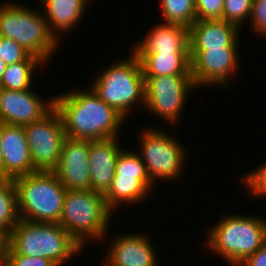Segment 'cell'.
<instances>
[{
    "instance_id": "cell-1",
    "label": "cell",
    "mask_w": 266,
    "mask_h": 266,
    "mask_svg": "<svg viewBox=\"0 0 266 266\" xmlns=\"http://www.w3.org/2000/svg\"><path fill=\"white\" fill-rule=\"evenodd\" d=\"M88 88L54 97V108L61 116L66 136L90 141L119 137L126 119Z\"/></svg>"
},
{
    "instance_id": "cell-2",
    "label": "cell",
    "mask_w": 266,
    "mask_h": 266,
    "mask_svg": "<svg viewBox=\"0 0 266 266\" xmlns=\"http://www.w3.org/2000/svg\"><path fill=\"white\" fill-rule=\"evenodd\" d=\"M206 243L229 266H239L266 243V220L259 216L226 215L211 227Z\"/></svg>"
},
{
    "instance_id": "cell-3",
    "label": "cell",
    "mask_w": 266,
    "mask_h": 266,
    "mask_svg": "<svg viewBox=\"0 0 266 266\" xmlns=\"http://www.w3.org/2000/svg\"><path fill=\"white\" fill-rule=\"evenodd\" d=\"M10 2L0 5V36L15 41L47 65L61 41L50 31L43 13Z\"/></svg>"
},
{
    "instance_id": "cell-4",
    "label": "cell",
    "mask_w": 266,
    "mask_h": 266,
    "mask_svg": "<svg viewBox=\"0 0 266 266\" xmlns=\"http://www.w3.org/2000/svg\"><path fill=\"white\" fill-rule=\"evenodd\" d=\"M82 249L60 224L20 219L11 231V250L8 254L46 258L63 266Z\"/></svg>"
},
{
    "instance_id": "cell-5",
    "label": "cell",
    "mask_w": 266,
    "mask_h": 266,
    "mask_svg": "<svg viewBox=\"0 0 266 266\" xmlns=\"http://www.w3.org/2000/svg\"><path fill=\"white\" fill-rule=\"evenodd\" d=\"M13 182L20 219L59 224L67 189L53 171H36L17 177Z\"/></svg>"
},
{
    "instance_id": "cell-6",
    "label": "cell",
    "mask_w": 266,
    "mask_h": 266,
    "mask_svg": "<svg viewBox=\"0 0 266 266\" xmlns=\"http://www.w3.org/2000/svg\"><path fill=\"white\" fill-rule=\"evenodd\" d=\"M112 214L104 194L91 189L67 190L59 224L84 249L92 240L104 242Z\"/></svg>"
},
{
    "instance_id": "cell-7",
    "label": "cell",
    "mask_w": 266,
    "mask_h": 266,
    "mask_svg": "<svg viewBox=\"0 0 266 266\" xmlns=\"http://www.w3.org/2000/svg\"><path fill=\"white\" fill-rule=\"evenodd\" d=\"M129 57L109 65L104 71H99L90 85L103 102L114 108L126 120L135 103L139 102L145 106L142 65L133 52Z\"/></svg>"
},
{
    "instance_id": "cell-8",
    "label": "cell",
    "mask_w": 266,
    "mask_h": 266,
    "mask_svg": "<svg viewBox=\"0 0 266 266\" xmlns=\"http://www.w3.org/2000/svg\"><path fill=\"white\" fill-rule=\"evenodd\" d=\"M157 129V130H156ZM140 132V151L136 152L140 155L148 176L154 184L156 180L179 179L185 161L187 150L182 143L170 134L158 129L157 127L142 129Z\"/></svg>"
},
{
    "instance_id": "cell-9",
    "label": "cell",
    "mask_w": 266,
    "mask_h": 266,
    "mask_svg": "<svg viewBox=\"0 0 266 266\" xmlns=\"http://www.w3.org/2000/svg\"><path fill=\"white\" fill-rule=\"evenodd\" d=\"M145 108L176 126L190 91L196 90L191 75L144 76Z\"/></svg>"
},
{
    "instance_id": "cell-10",
    "label": "cell",
    "mask_w": 266,
    "mask_h": 266,
    "mask_svg": "<svg viewBox=\"0 0 266 266\" xmlns=\"http://www.w3.org/2000/svg\"><path fill=\"white\" fill-rule=\"evenodd\" d=\"M23 127L34 168L37 171H53L58 166L66 137L59 112L53 108L41 120Z\"/></svg>"
},
{
    "instance_id": "cell-11",
    "label": "cell",
    "mask_w": 266,
    "mask_h": 266,
    "mask_svg": "<svg viewBox=\"0 0 266 266\" xmlns=\"http://www.w3.org/2000/svg\"><path fill=\"white\" fill-rule=\"evenodd\" d=\"M238 48L190 50L191 76L196 88L204 85L225 87L239 68Z\"/></svg>"
},
{
    "instance_id": "cell-12",
    "label": "cell",
    "mask_w": 266,
    "mask_h": 266,
    "mask_svg": "<svg viewBox=\"0 0 266 266\" xmlns=\"http://www.w3.org/2000/svg\"><path fill=\"white\" fill-rule=\"evenodd\" d=\"M33 89L14 91L0 88V121L24 126L41 120L54 108V97L43 100Z\"/></svg>"
},
{
    "instance_id": "cell-13",
    "label": "cell",
    "mask_w": 266,
    "mask_h": 266,
    "mask_svg": "<svg viewBox=\"0 0 266 266\" xmlns=\"http://www.w3.org/2000/svg\"><path fill=\"white\" fill-rule=\"evenodd\" d=\"M90 140L65 137L58 166L53 170L67 190H90Z\"/></svg>"
},
{
    "instance_id": "cell-14",
    "label": "cell",
    "mask_w": 266,
    "mask_h": 266,
    "mask_svg": "<svg viewBox=\"0 0 266 266\" xmlns=\"http://www.w3.org/2000/svg\"><path fill=\"white\" fill-rule=\"evenodd\" d=\"M113 239L102 266H158L156 248L147 235L124 233Z\"/></svg>"
},
{
    "instance_id": "cell-15",
    "label": "cell",
    "mask_w": 266,
    "mask_h": 266,
    "mask_svg": "<svg viewBox=\"0 0 266 266\" xmlns=\"http://www.w3.org/2000/svg\"><path fill=\"white\" fill-rule=\"evenodd\" d=\"M2 179H15L36 172L23 126L3 123Z\"/></svg>"
},
{
    "instance_id": "cell-16",
    "label": "cell",
    "mask_w": 266,
    "mask_h": 266,
    "mask_svg": "<svg viewBox=\"0 0 266 266\" xmlns=\"http://www.w3.org/2000/svg\"><path fill=\"white\" fill-rule=\"evenodd\" d=\"M131 51L139 59L145 53H190L189 29L178 24H157Z\"/></svg>"
},
{
    "instance_id": "cell-17",
    "label": "cell",
    "mask_w": 266,
    "mask_h": 266,
    "mask_svg": "<svg viewBox=\"0 0 266 266\" xmlns=\"http://www.w3.org/2000/svg\"><path fill=\"white\" fill-rule=\"evenodd\" d=\"M118 139V137H113L90 141L89 164L92 191L105 194L110 188L118 156L123 150Z\"/></svg>"
},
{
    "instance_id": "cell-18",
    "label": "cell",
    "mask_w": 266,
    "mask_h": 266,
    "mask_svg": "<svg viewBox=\"0 0 266 266\" xmlns=\"http://www.w3.org/2000/svg\"><path fill=\"white\" fill-rule=\"evenodd\" d=\"M240 29L223 19L196 20L189 28L190 50L239 47Z\"/></svg>"
},
{
    "instance_id": "cell-19",
    "label": "cell",
    "mask_w": 266,
    "mask_h": 266,
    "mask_svg": "<svg viewBox=\"0 0 266 266\" xmlns=\"http://www.w3.org/2000/svg\"><path fill=\"white\" fill-rule=\"evenodd\" d=\"M42 1V2H41ZM44 17L50 31L59 40L61 33L74 30L80 24L85 9L93 0H41ZM60 33V35H59Z\"/></svg>"
},
{
    "instance_id": "cell-20",
    "label": "cell",
    "mask_w": 266,
    "mask_h": 266,
    "mask_svg": "<svg viewBox=\"0 0 266 266\" xmlns=\"http://www.w3.org/2000/svg\"><path fill=\"white\" fill-rule=\"evenodd\" d=\"M139 60L143 76L191 75L190 53H145Z\"/></svg>"
},
{
    "instance_id": "cell-21",
    "label": "cell",
    "mask_w": 266,
    "mask_h": 266,
    "mask_svg": "<svg viewBox=\"0 0 266 266\" xmlns=\"http://www.w3.org/2000/svg\"><path fill=\"white\" fill-rule=\"evenodd\" d=\"M151 192L136 178L114 177L104 194L107 207L114 212L123 203L135 205L145 201ZM122 204V205H121ZM117 207V208H116Z\"/></svg>"
},
{
    "instance_id": "cell-22",
    "label": "cell",
    "mask_w": 266,
    "mask_h": 266,
    "mask_svg": "<svg viewBox=\"0 0 266 266\" xmlns=\"http://www.w3.org/2000/svg\"><path fill=\"white\" fill-rule=\"evenodd\" d=\"M43 65L46 67L42 60L31 54L24 61L7 65L1 79L0 88L14 91L31 89L35 68L38 69Z\"/></svg>"
},
{
    "instance_id": "cell-23",
    "label": "cell",
    "mask_w": 266,
    "mask_h": 266,
    "mask_svg": "<svg viewBox=\"0 0 266 266\" xmlns=\"http://www.w3.org/2000/svg\"><path fill=\"white\" fill-rule=\"evenodd\" d=\"M114 177H127L138 179L151 193L154 183L147 174L145 165L140 155L135 151L124 149L120 152L116 166Z\"/></svg>"
},
{
    "instance_id": "cell-24",
    "label": "cell",
    "mask_w": 266,
    "mask_h": 266,
    "mask_svg": "<svg viewBox=\"0 0 266 266\" xmlns=\"http://www.w3.org/2000/svg\"><path fill=\"white\" fill-rule=\"evenodd\" d=\"M160 7L165 23L189 29L196 21L195 0H160Z\"/></svg>"
},
{
    "instance_id": "cell-25",
    "label": "cell",
    "mask_w": 266,
    "mask_h": 266,
    "mask_svg": "<svg viewBox=\"0 0 266 266\" xmlns=\"http://www.w3.org/2000/svg\"><path fill=\"white\" fill-rule=\"evenodd\" d=\"M19 220L15 184L12 179H0V227L12 231Z\"/></svg>"
},
{
    "instance_id": "cell-26",
    "label": "cell",
    "mask_w": 266,
    "mask_h": 266,
    "mask_svg": "<svg viewBox=\"0 0 266 266\" xmlns=\"http://www.w3.org/2000/svg\"><path fill=\"white\" fill-rule=\"evenodd\" d=\"M253 0H224L223 20L242 30L244 21L249 20Z\"/></svg>"
},
{
    "instance_id": "cell-27",
    "label": "cell",
    "mask_w": 266,
    "mask_h": 266,
    "mask_svg": "<svg viewBox=\"0 0 266 266\" xmlns=\"http://www.w3.org/2000/svg\"><path fill=\"white\" fill-rule=\"evenodd\" d=\"M243 176L240 180L249 190V194H252V197L266 196V161Z\"/></svg>"
},
{
    "instance_id": "cell-28",
    "label": "cell",
    "mask_w": 266,
    "mask_h": 266,
    "mask_svg": "<svg viewBox=\"0 0 266 266\" xmlns=\"http://www.w3.org/2000/svg\"><path fill=\"white\" fill-rule=\"evenodd\" d=\"M29 55L30 53L15 41L0 36V59L6 65L24 61Z\"/></svg>"
},
{
    "instance_id": "cell-29",
    "label": "cell",
    "mask_w": 266,
    "mask_h": 266,
    "mask_svg": "<svg viewBox=\"0 0 266 266\" xmlns=\"http://www.w3.org/2000/svg\"><path fill=\"white\" fill-rule=\"evenodd\" d=\"M224 0H195L196 20L223 19Z\"/></svg>"
},
{
    "instance_id": "cell-30",
    "label": "cell",
    "mask_w": 266,
    "mask_h": 266,
    "mask_svg": "<svg viewBox=\"0 0 266 266\" xmlns=\"http://www.w3.org/2000/svg\"><path fill=\"white\" fill-rule=\"evenodd\" d=\"M249 19L251 30L266 37V0H253Z\"/></svg>"
},
{
    "instance_id": "cell-31",
    "label": "cell",
    "mask_w": 266,
    "mask_h": 266,
    "mask_svg": "<svg viewBox=\"0 0 266 266\" xmlns=\"http://www.w3.org/2000/svg\"><path fill=\"white\" fill-rule=\"evenodd\" d=\"M3 266H58L50 259L8 254Z\"/></svg>"
},
{
    "instance_id": "cell-32",
    "label": "cell",
    "mask_w": 266,
    "mask_h": 266,
    "mask_svg": "<svg viewBox=\"0 0 266 266\" xmlns=\"http://www.w3.org/2000/svg\"><path fill=\"white\" fill-rule=\"evenodd\" d=\"M239 266H266V243L248 256Z\"/></svg>"
},
{
    "instance_id": "cell-33",
    "label": "cell",
    "mask_w": 266,
    "mask_h": 266,
    "mask_svg": "<svg viewBox=\"0 0 266 266\" xmlns=\"http://www.w3.org/2000/svg\"><path fill=\"white\" fill-rule=\"evenodd\" d=\"M11 250V231L0 227V259L4 262Z\"/></svg>"
},
{
    "instance_id": "cell-34",
    "label": "cell",
    "mask_w": 266,
    "mask_h": 266,
    "mask_svg": "<svg viewBox=\"0 0 266 266\" xmlns=\"http://www.w3.org/2000/svg\"><path fill=\"white\" fill-rule=\"evenodd\" d=\"M3 123L0 121V179H2L3 147L1 145Z\"/></svg>"
},
{
    "instance_id": "cell-35",
    "label": "cell",
    "mask_w": 266,
    "mask_h": 266,
    "mask_svg": "<svg viewBox=\"0 0 266 266\" xmlns=\"http://www.w3.org/2000/svg\"><path fill=\"white\" fill-rule=\"evenodd\" d=\"M7 65L0 59V83L4 72L6 71Z\"/></svg>"
},
{
    "instance_id": "cell-36",
    "label": "cell",
    "mask_w": 266,
    "mask_h": 266,
    "mask_svg": "<svg viewBox=\"0 0 266 266\" xmlns=\"http://www.w3.org/2000/svg\"><path fill=\"white\" fill-rule=\"evenodd\" d=\"M0 266H3V261L0 259Z\"/></svg>"
}]
</instances>
